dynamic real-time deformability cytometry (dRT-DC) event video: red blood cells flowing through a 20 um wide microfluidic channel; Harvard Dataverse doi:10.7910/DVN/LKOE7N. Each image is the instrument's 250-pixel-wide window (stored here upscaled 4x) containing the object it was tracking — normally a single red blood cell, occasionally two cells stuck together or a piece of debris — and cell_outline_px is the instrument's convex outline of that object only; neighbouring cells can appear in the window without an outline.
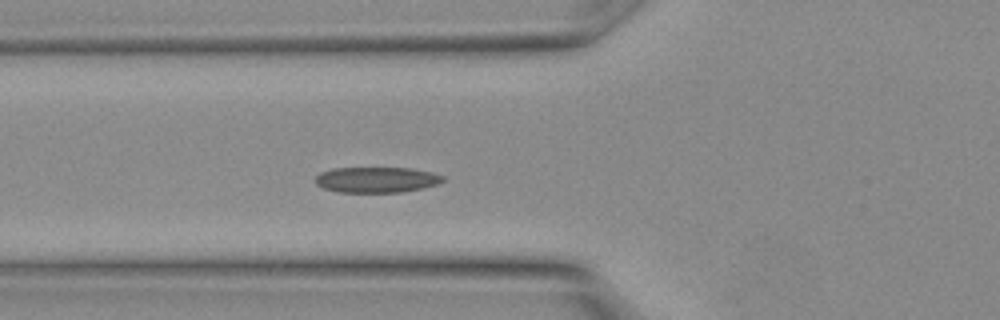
{"species": "Egyptian fruit bat (a non-hibernating species)", "species_latin": "Rousettus aegyptiacus", "temperature_condition": "warm", "stored_images_in_passage": 4, "camera_frame_rate_fps": 3000, "um_per_image_px": 0.085, "animal": {"sex": "female"}, "frame": {"image": 1, "passage_image": 2, "time_ms": 0.333, "image_size_px": [1000, 320], "cell_outline_px": [[444, 180], [436, 184], [424, 188], [400, 192], [340, 192], [324, 188], [316, 184], [316, 176], [320, 172], [332, 168], [412, 168], [432, 172], [444, 176]], "centroid_in_image_um": [32.01, 15.27], "position_along_channel_um": 93.8, "area_um2": 19.02}}
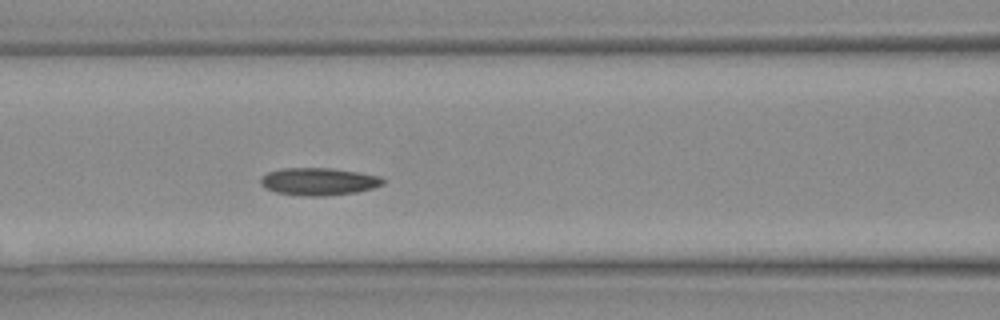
{"frame": {"image": 2, "passage_image": 4, "time_ms": 1.0, "image_size_px": [1000, 320], "cell_outline_px": [[384, 184], [372, 188], [356, 192], [320, 196], [312, 196], [276, 192], [260, 184], [260, 180], [268, 172], [284, 168], [332, 168], [380, 176], [384, 180]], "centroid_in_image_um": [27.11, 15.42], "position_along_channel_um": 139.5, "area_um2": 19.19}}